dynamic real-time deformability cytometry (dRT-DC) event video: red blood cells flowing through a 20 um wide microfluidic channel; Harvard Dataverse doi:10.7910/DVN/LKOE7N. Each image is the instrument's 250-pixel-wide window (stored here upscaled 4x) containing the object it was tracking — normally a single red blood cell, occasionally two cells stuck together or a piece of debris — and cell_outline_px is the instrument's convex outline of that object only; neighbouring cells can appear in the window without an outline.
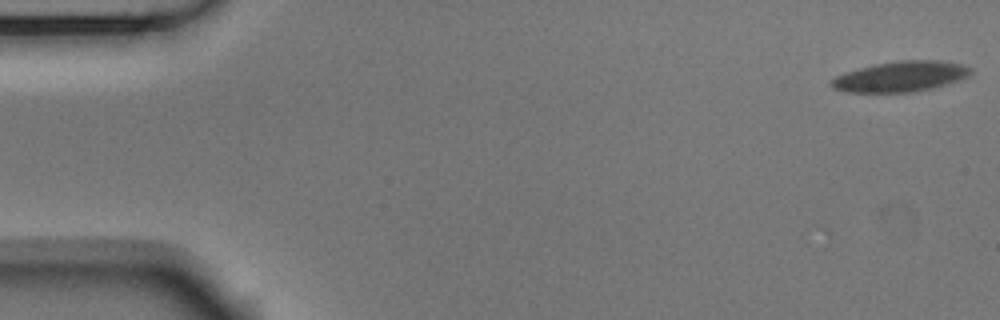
{"species": "Egyptian fruit bat (a non-hibernating species)", "species_latin": "Rousettus aegyptiacus", "temperature_condition": "room temperature", "stored_images_in_passage": 55, "camera_frame_rate_fps": 3000, "um_per_image_px": 0.085, "animal": {"sex": "male"}, "frame": {"image": 1, "passage_image": 1, "time_ms": 0.0, "image_size_px": [1000, 320], "cell_outline_px": [[972, 72], [968, 76], [948, 84], [932, 88], [912, 92], [848, 92], [832, 88], [828, 84], [836, 76], [860, 68], [876, 64], [900, 60], [936, 60], [964, 64], [972, 68]], "centroid_in_image_um": [76.58, 6.5], "position_along_channel_um": 8.4, "area_um2": 24.62}}
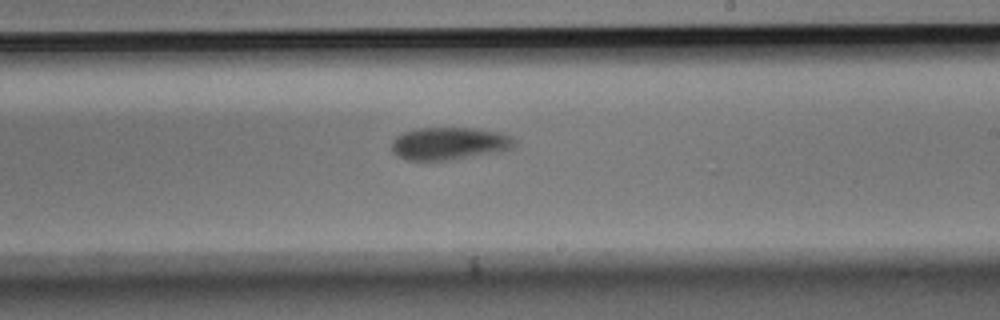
{"frame": {"image": 2, "passage_image": 32, "time_ms": 10.333, "image_size_px": [1000, 320], "cell_outline_px": [[516, 144], [512, 148], [500, 152], [444, 160], [408, 160], [392, 152], [392, 140], [396, 136], [404, 132], [420, 128], [472, 128], [500, 132], [512, 136], [516, 140]], "centroid_in_image_um": [38.22, 12.19], "position_along_channel_um": 250.8, "area_um2": 23.24}}
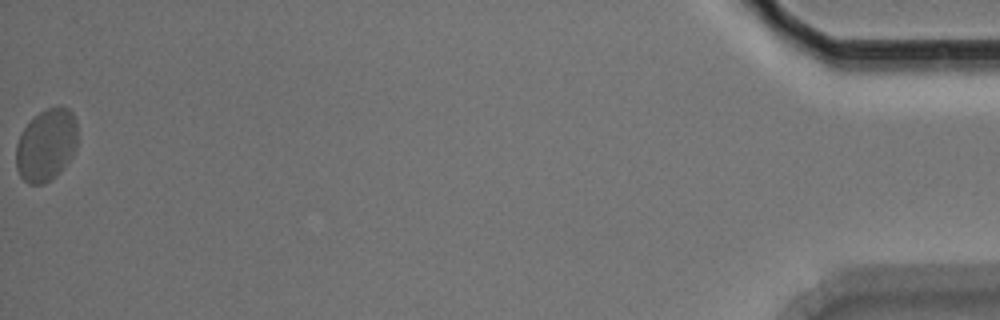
{"frame": {"image": 3, "passage_image": 55, "time_ms": 18.0, "image_size_px": [1000, 320], "cell_outline_px": [[76, 152], [60, 172], [56, 176], [40, 184], [28, 184], [20, 176], [16, 168], [16, 144], [24, 128], [40, 112], [48, 108], [68, 108], [72, 112], [76, 120]], "centroid_in_image_um": [3.93, 12.36], "position_along_channel_um": 431.3, "area_um2": 25.66}, "authors_computed_cell_mechanics": {"area_um2": 24.3338, "velocity_mm_per_s": 3.6384, "shape_relaxation_time_tau1_ms": null, "shape_relaxation_time_tau2_ms": 3.5097, "deformation_change_tau1": null, "deformation_change_tau2": 0.0649}}